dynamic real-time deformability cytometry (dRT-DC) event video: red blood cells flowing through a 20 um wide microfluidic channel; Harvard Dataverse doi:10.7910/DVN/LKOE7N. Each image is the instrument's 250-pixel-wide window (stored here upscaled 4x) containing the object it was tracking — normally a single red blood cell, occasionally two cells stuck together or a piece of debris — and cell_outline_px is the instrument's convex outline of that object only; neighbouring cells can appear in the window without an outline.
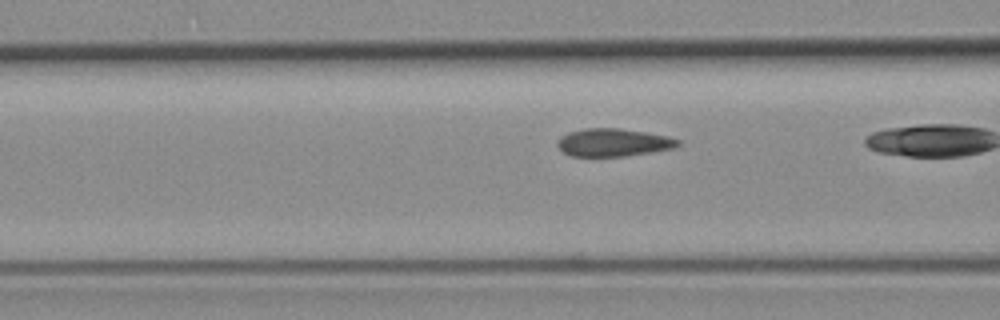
{"species": "common noctule bat (a hibernating species)", "species_latin": "Nyctalus noctula", "temperature_condition": "room temperature", "stored_images_in_passage": 8, "camera_frame_rate_fps": 3000, "um_per_image_px": 0.085, "animal": {"sex": "female", "body_mass_g": 19.3, "forearm_length_mm": 54.1}, "frame": {"image": 1, "passage_image": 7, "time_ms": 2.0, "image_size_px": [1000, 320], "cell_outline_px": [[680, 144], [672, 148], [652, 152], [624, 156], [572, 156], [564, 152], [556, 144], [560, 136], [568, 132], [584, 128], [620, 128], [668, 136], [680, 140]], "centroid_in_image_um": [52.11, 12.1], "position_along_channel_um": 114.5, "area_um2": 19.48}}